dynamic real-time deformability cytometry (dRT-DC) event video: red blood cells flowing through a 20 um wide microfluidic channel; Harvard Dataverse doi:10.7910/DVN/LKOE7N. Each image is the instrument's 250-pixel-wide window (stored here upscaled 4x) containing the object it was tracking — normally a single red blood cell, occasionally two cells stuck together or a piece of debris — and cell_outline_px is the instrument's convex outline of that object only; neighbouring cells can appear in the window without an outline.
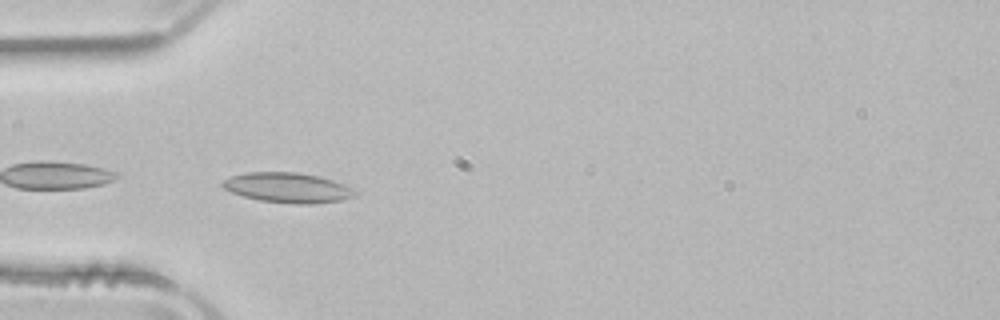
{"species": "common noctule bat (a hibernating species)", "species_latin": "Nyctalus noctula", "temperature_condition": "room temperature", "stored_images_in_passage": 5, "camera_frame_rate_fps": 3000, "um_per_image_px": 0.085, "animal": {"sex": "male", "body_mass_g": 21.5, "forearm_length_mm": 52.0}, "frame": {"image": 1, "passage_image": 4, "time_ms": 1.0, "image_size_px": [1000, 320], "cell_outline_px": [[356, 192], [352, 196], [340, 200], [312, 204], [292, 204], [260, 200], [244, 196], [232, 192], [224, 188], [220, 184], [224, 180], [232, 176], [248, 172], [296, 172], [320, 176], [344, 184], [352, 188]], "centroid_in_image_um": [24.44, 15.95], "position_along_channel_um": 60.6, "area_um2": 22.95}}
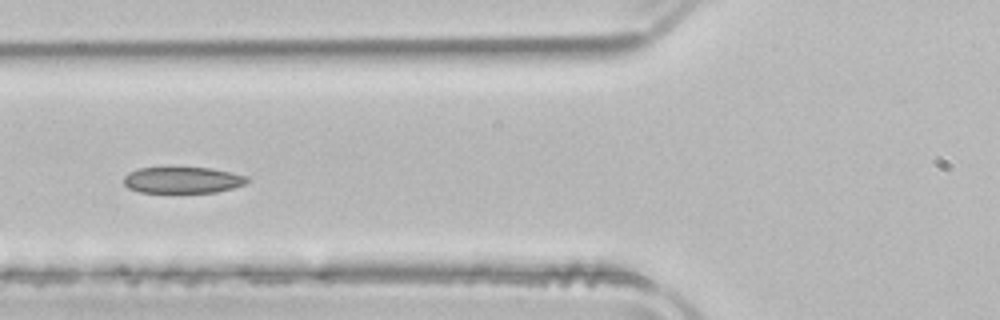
{"frame": {"image": 2, "passage_image": 5, "time_ms": 1.333, "image_size_px": [1000, 320], "cell_outline_px": [[252, 180], [244, 184], [232, 188], [216, 192], [140, 192], [128, 188], [124, 184], [124, 176], [128, 172], [136, 168], [212, 168], [248, 176]], "centroid_in_image_um": [15.53, 15.3], "position_along_channel_um": 110.3, "area_um2": 18.9}}